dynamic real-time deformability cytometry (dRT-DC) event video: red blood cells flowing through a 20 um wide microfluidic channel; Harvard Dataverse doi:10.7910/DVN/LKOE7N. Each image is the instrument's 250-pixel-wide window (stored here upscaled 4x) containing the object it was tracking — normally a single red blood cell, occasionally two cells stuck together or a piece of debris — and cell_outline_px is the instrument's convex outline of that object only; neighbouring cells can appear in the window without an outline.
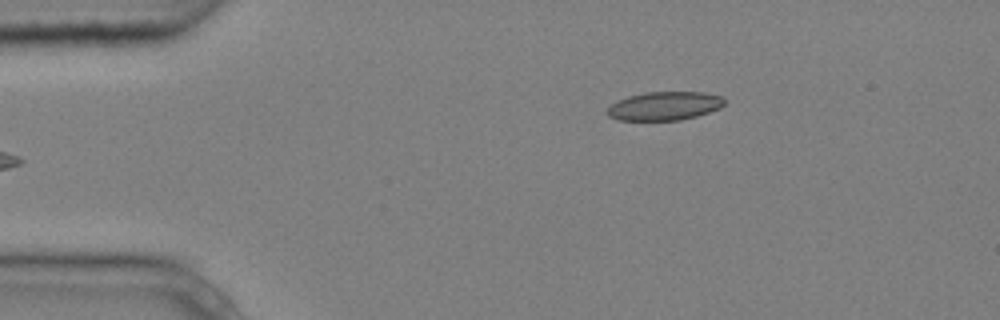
{"species": "common noctule bat (a hibernating species)", "species_latin": "Nyctalus noctula", "temperature_condition": "cold", "stored_images_in_passage": 4, "camera_frame_rate_fps": 3000, "um_per_image_px": 0.085, "animal": {"sex": "male", "body_mass_g": 20.4}, "frame": {"image": 1, "passage_image": 4, "time_ms": 1.0, "image_size_px": [1000, 320], "cell_outline_px": [[724, 104], [720, 108], [696, 116], [680, 120], [616, 120], [608, 116], [604, 112], [616, 100], [628, 96], [644, 92], [704, 92], [724, 96]], "centroid_in_image_um": [56.45, 9.0], "position_along_channel_um": 28.5, "area_um2": 19.71}}